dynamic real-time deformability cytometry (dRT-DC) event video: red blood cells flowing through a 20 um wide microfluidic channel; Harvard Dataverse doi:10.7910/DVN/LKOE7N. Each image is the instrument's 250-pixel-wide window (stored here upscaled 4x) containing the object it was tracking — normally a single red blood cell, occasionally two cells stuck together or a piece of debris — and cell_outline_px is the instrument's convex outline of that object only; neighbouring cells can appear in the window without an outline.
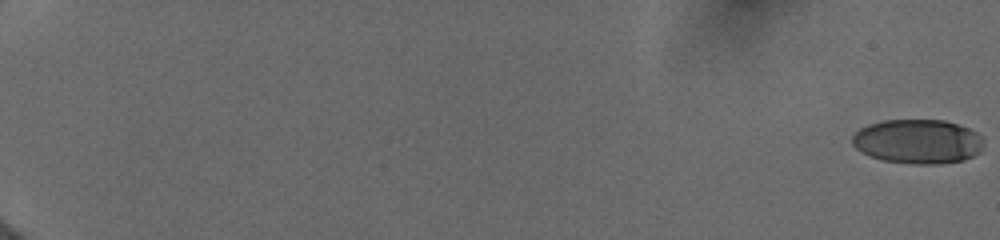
{"species": "human", "species_latin": "Homo sapiens", "temperature_condition": "cold", "stored_images_in_passage": 19, "camera_frame_rate_fps": 3000, "um_per_image_px": 0.085, "donor": {"sex": "female"}, "frame": {"image": 1, "passage_image": 1, "time_ms": 0.0, "image_size_px": [1000, 240], "cell_outline_px": [[984, 144], [980, 152], [964, 160], [940, 164], [916, 164], [884, 160], [872, 156], [856, 148], [852, 144], [852, 136], [860, 128], [868, 124], [884, 120], [944, 120], [968, 128], [976, 132], [980, 136]], "centroid_in_image_um": [78.03, 12.02], "position_along_channel_um": 7.0, "area_um2": 33.81}}
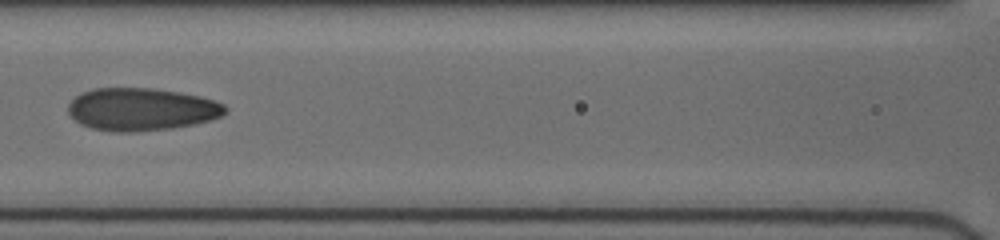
{"frame": {"image": 2, "passage_image": 14, "time_ms": 9.667, "image_size_px": [1000, 240], "cell_outline_px": [[228, 112], [220, 116], [208, 120], [192, 124], [172, 128], [132, 132], [112, 132], [92, 128], [80, 124], [68, 112], [68, 104], [80, 92], [92, 88], [152, 88], [180, 92], [200, 96], [224, 104], [228, 108]], "centroid_in_image_um": [12.0, 9.28], "position_along_channel_um": 154.6, "area_um2": 39.07}}
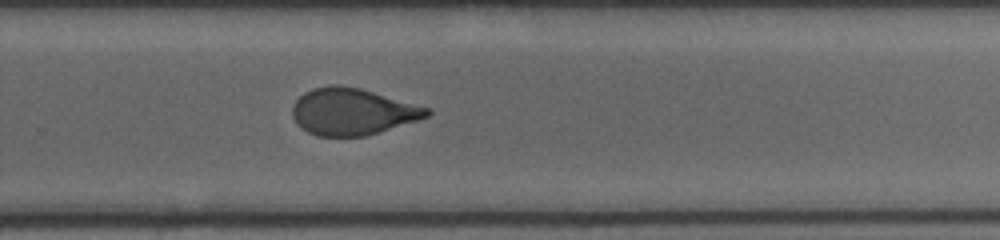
{"frame": {"image": 3, "passage_image": 19, "time_ms": 13.333, "image_size_px": [1000, 240], "cell_outline_px": [[432, 112], [428, 116], [416, 120], [364, 136], [316, 136], [308, 132], [296, 124], [292, 116], [292, 108], [296, 100], [304, 92], [312, 88], [332, 84], [340, 84], [360, 88], [432, 108]], "centroid_in_image_um": [29.93, 9.47], "position_along_channel_um": 299.9, "area_um2": 36.65}}